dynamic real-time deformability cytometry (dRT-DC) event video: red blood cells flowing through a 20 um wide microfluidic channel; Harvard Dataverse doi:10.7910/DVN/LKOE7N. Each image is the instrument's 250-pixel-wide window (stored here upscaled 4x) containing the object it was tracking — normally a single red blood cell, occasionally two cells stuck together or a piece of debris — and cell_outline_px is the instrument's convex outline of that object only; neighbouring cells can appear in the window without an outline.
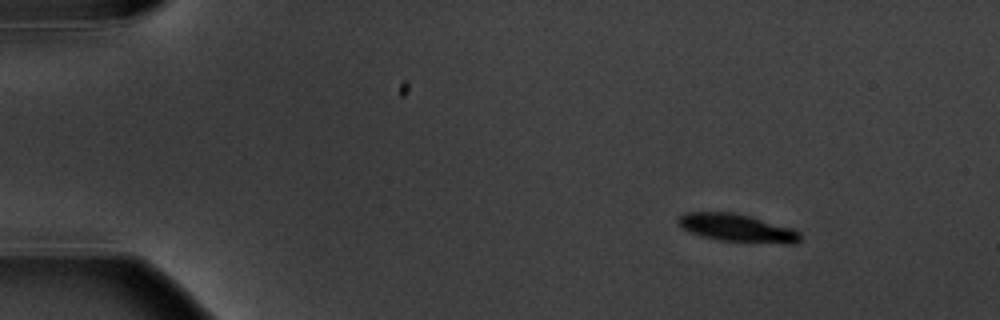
{"species": "common noctule bat (a hibernating species)", "species_latin": "Nyctalus noctula", "temperature_condition": "warm", "stored_images_in_passage": 4, "camera_frame_rate_fps": 3000, "um_per_image_px": 0.085, "animal": {"sex": "male", "body_mass_g": 20.1, "forearm_length_mm": 53.5}, "frame": {"image": 1, "passage_image": 1, "time_ms": 0.0, "image_size_px": [1000, 320], "cell_outline_px": [[800, 240], [796, 244], [788, 244], [720, 240], [700, 236], [688, 232], [676, 220], [684, 212], [736, 212], [752, 216], [792, 228], [800, 232]], "centroid_in_image_um": [62.67, 19.37], "position_along_channel_um": 22.3, "area_um2": 19.94}}
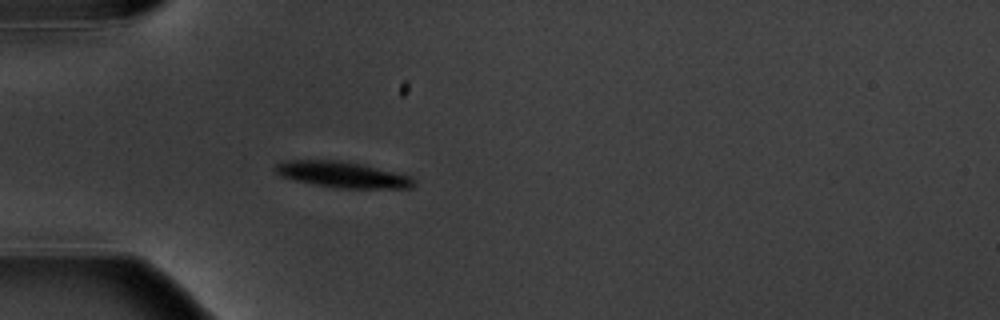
{"frame": {"image": 2, "passage_image": 4, "time_ms": 3.333, "image_size_px": [1000, 320], "cell_outline_px": [[416, 184], [412, 188], [336, 188], [312, 184], [280, 176], [272, 168], [276, 164], [288, 160], [340, 160], [360, 164], [412, 176], [416, 180]], "centroid_in_image_um": [29.11, 14.84], "position_along_channel_um": 55.9, "area_um2": 21.04}}